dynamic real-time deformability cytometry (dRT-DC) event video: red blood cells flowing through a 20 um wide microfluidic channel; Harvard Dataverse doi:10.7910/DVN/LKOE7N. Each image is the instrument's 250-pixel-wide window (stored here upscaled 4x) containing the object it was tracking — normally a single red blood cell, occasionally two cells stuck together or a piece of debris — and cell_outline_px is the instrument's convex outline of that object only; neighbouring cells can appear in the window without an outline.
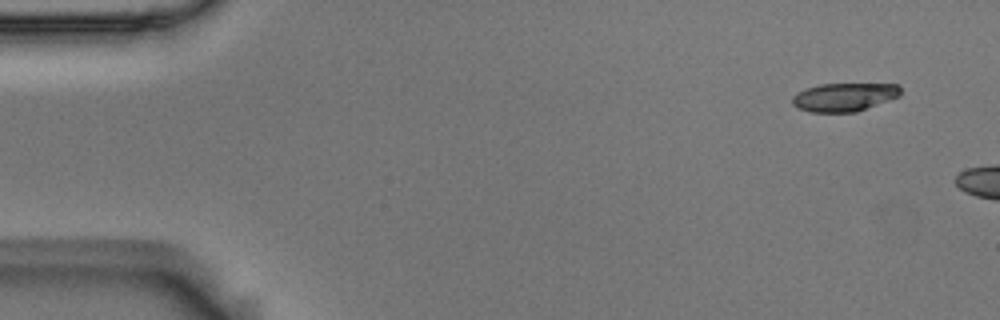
{"species": "Egyptian fruit bat (a non-hibernating species)", "species_latin": "Rousettus aegyptiacus", "temperature_condition": "room temperature", "stored_images_in_passage": 6, "segment_of_instrument_passage": [2, 2], "camera_frame_rate_fps": 3000, "um_per_image_px": 0.085, "animal": {"sex": "male"}, "frame": {"image": 1, "passage_image": 6, "time_ms": 1.667, "image_size_px": [1000, 320], "cell_outline_px": [[900, 96], [856, 112], [812, 112], [800, 108], [792, 104], [792, 96], [796, 92], [804, 88], [820, 84], [900, 84]], "centroid_in_image_um": [71.74, 8.24], "position_along_channel_um": 13.3, "area_um2": 17.92}}